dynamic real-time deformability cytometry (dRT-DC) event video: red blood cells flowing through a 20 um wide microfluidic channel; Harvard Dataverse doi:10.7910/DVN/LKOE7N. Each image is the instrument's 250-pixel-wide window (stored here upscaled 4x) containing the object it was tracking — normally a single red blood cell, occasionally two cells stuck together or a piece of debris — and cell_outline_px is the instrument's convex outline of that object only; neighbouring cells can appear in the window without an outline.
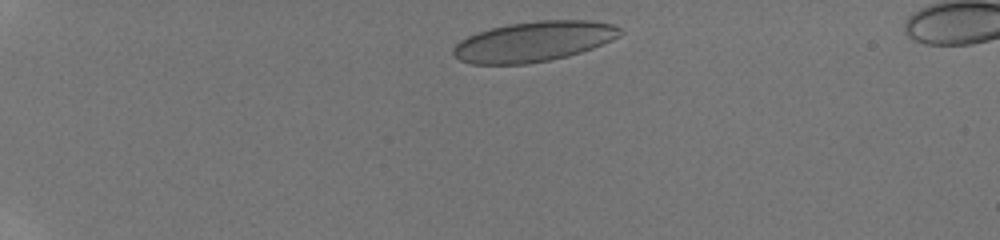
{"species": "human", "species_latin": "Homo sapiens", "temperature_condition": "room temperature", "stored_images_in_passage": 10, "camera_frame_rate_fps": 3000, "um_per_image_px": 0.085, "donor": {"sex": "male"}, "frame": {"image": 1, "passage_image": 2, "time_ms": 0.667, "image_size_px": [1000, 240], "cell_outline_px": [[624, 32], [620, 36], [612, 40], [592, 48], [568, 56], [548, 60], [524, 64], [472, 64], [460, 60], [452, 52], [452, 48], [460, 40], [476, 32], [508, 24], [536, 20], [592, 20], [612, 24], [620, 28]], "centroid_in_image_um": [45.38, 3.52], "position_along_channel_um": 39.6, "area_um2": 39.07}}
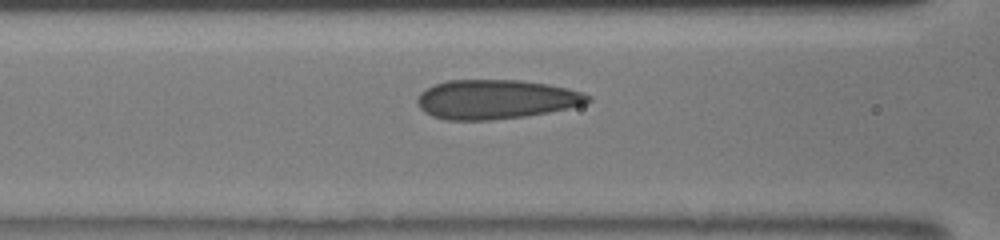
{"frame": {"image": 2, "passage_image": 9, "time_ms": 4.667, "image_size_px": [1000, 240], "cell_outline_px": [[592, 100], [584, 104], [568, 108], [528, 116], [488, 120], [448, 120], [432, 116], [424, 112], [420, 108], [416, 100], [420, 92], [436, 84], [448, 80], [520, 80], [548, 84], [580, 92], [592, 96]], "centroid_in_image_um": [42.14, 8.45], "position_along_channel_um": 124.5, "area_um2": 38.96}}